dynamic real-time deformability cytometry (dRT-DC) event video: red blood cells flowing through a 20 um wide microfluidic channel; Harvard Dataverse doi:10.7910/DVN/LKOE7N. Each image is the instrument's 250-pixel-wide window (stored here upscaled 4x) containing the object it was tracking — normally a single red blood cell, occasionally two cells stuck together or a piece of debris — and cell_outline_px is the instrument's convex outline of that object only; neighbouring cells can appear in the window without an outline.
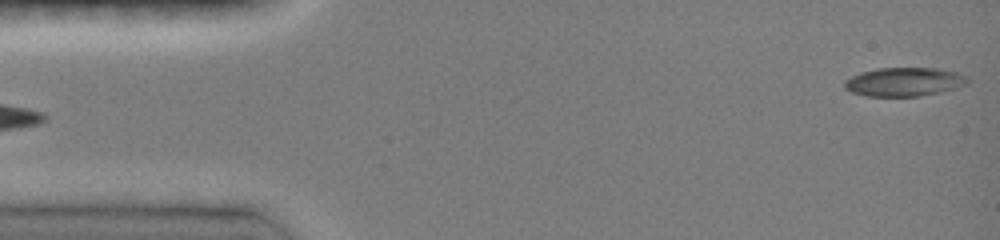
{"species": "common noctule bat (a hibernating species)", "species_latin": "Nyctalus noctula", "temperature_condition": "room temperature", "stored_images_in_passage": 55, "segment_of_instrument_passage": [1, 2], "camera_frame_rate_fps": 3000, "um_per_image_px": 0.085, "animal": {"sex": "female", "body_mass_g": 19.0, "forearm_length_mm": 51.5}, "frame": {"image": 1, "passage_image": 1, "time_ms": 0.0, "image_size_px": [1000, 240], "cell_outline_px": [[968, 84], [956, 88], [940, 92], [920, 96], [868, 96], [852, 92], [844, 88], [844, 80], [860, 72], [876, 68], [936, 68], [956, 72], [968, 76]], "centroid_in_image_um": [76.86, 6.95], "position_along_channel_um": 8.1, "area_um2": 20.69}}
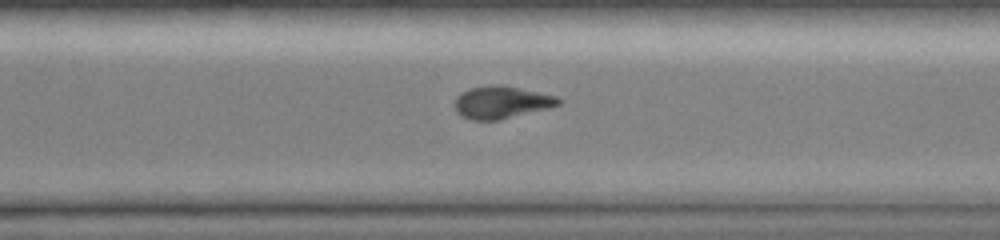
{"frame": {"image": 2, "passage_image": 40, "time_ms": 10.667, "image_size_px": [1000, 240], "cell_outline_px": [[560, 104], [496, 120], [472, 120], [460, 116], [456, 112], [456, 96], [460, 92], [468, 88], [488, 84], [504, 84], [556, 96], [560, 100]], "centroid_in_image_um": [42.54, 8.66], "position_along_channel_um": 328.1, "area_um2": 19.42}}
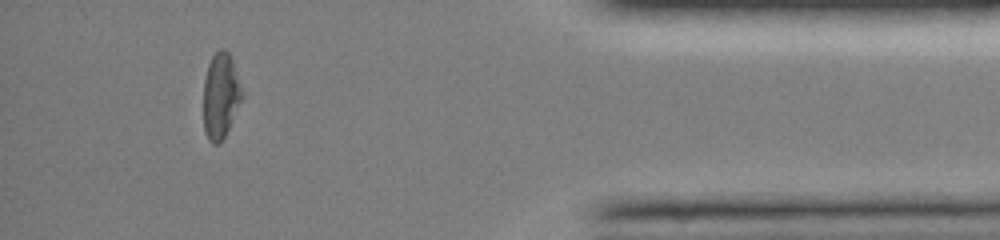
{"frame": {"image": 3, "passage_image": 51, "time_ms": 13.667, "image_size_px": [1000, 240], "cell_outline_px": [[244, 96], [220, 144], [212, 144], [208, 140], [204, 132], [204, 80], [208, 64], [212, 56], [220, 48], [224, 48], [228, 52], [232, 60], [244, 92]], "centroid_in_image_um": [18.76, 8.14], "position_along_channel_um": 416.4, "area_um2": 19.31}}